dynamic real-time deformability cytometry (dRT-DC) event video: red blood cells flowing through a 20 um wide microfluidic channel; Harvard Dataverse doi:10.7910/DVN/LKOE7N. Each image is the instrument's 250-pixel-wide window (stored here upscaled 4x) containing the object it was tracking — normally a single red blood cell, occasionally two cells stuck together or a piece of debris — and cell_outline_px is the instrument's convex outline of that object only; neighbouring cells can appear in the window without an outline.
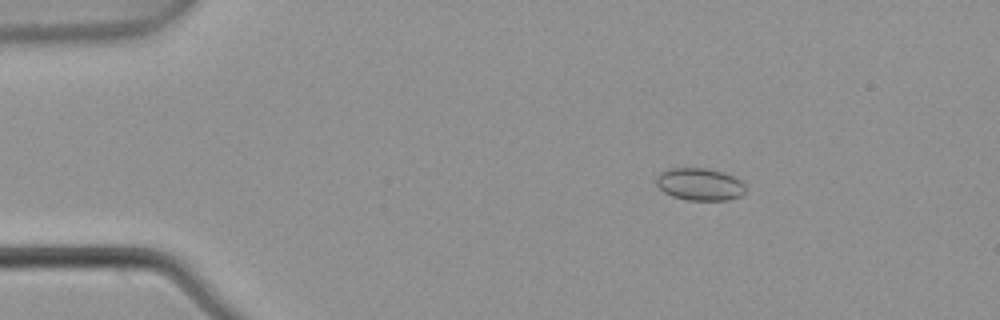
{"species": "common noctule bat (a hibernating species)", "species_latin": "Nyctalus noctula", "temperature_condition": "warm", "stored_images_in_passage": 2, "camera_frame_rate_fps": 3000, "um_per_image_px": 0.085, "animal": {"sex": "male", "body_mass_g": 21.5, "forearm_length_mm": 52.0}, "frame": {"image": 1, "passage_image": 2, "time_ms": 0.333, "image_size_px": [1000, 320], "cell_outline_px": [[744, 192], [740, 196], [728, 200], [688, 200], [672, 196], [664, 192], [656, 184], [656, 176], [660, 172], [668, 168], [708, 168], [724, 172], [740, 180], [744, 184]], "centroid_in_image_um": [59.45, 15.65], "position_along_channel_um": 25.5, "area_um2": 16.88}}